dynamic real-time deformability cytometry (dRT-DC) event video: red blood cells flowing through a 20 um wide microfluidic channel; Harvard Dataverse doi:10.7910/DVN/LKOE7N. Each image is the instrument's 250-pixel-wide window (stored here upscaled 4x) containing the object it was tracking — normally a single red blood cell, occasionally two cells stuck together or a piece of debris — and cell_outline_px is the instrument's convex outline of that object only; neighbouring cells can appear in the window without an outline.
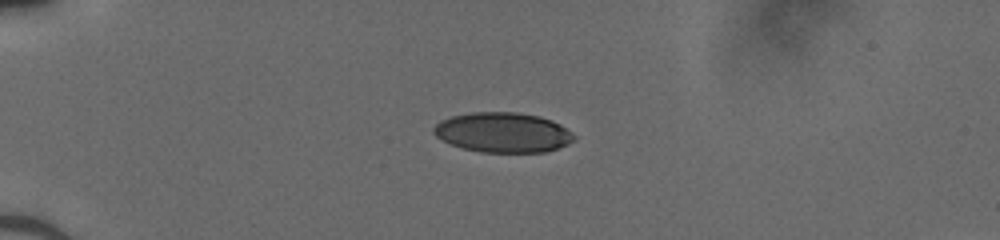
{"species": "human", "species_latin": "Homo sapiens", "temperature_condition": "cold", "stored_images_in_passage": 38, "camera_frame_rate_fps": 3000, "um_per_image_px": 0.085, "donor": {"sex": "male"}, "frame": {"image": 1, "passage_image": 1, "time_ms": 0.0, "image_size_px": [1000, 240], "cell_outline_px": [[576, 140], [568, 144], [544, 152], [480, 152], [464, 148], [452, 144], [436, 136], [432, 132], [432, 128], [440, 120], [452, 116], [472, 112], [516, 112], [540, 116], [552, 120], [560, 124], [572, 132], [576, 136]], "centroid_in_image_um": [42.77, 11.25], "position_along_channel_um": 42.2, "area_um2": 32.71}}
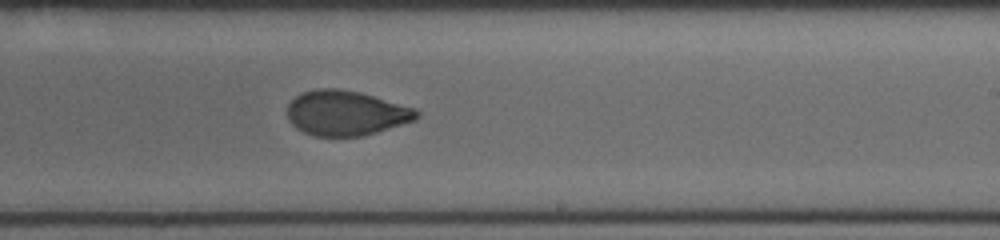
{"frame": {"image": 2, "passage_image": 20, "time_ms": 6.333, "image_size_px": [1000, 240], "cell_outline_px": [[420, 116], [416, 120], [364, 136], [316, 136], [304, 132], [296, 128], [288, 120], [288, 104], [296, 96], [304, 92], [316, 88], [340, 88], [360, 92], [416, 108], [420, 112]], "centroid_in_image_um": [29.43, 9.6], "position_along_channel_um": 259.6, "area_um2": 34.04}}
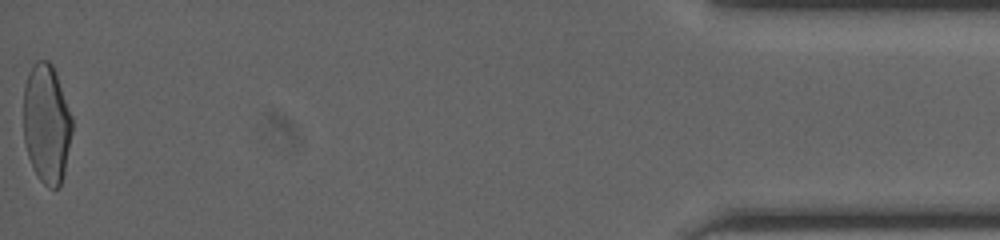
{"frame": {"image": 3, "passage_image": 38, "time_ms": 12.333, "image_size_px": [1000, 240], "cell_outline_px": [[72, 132], [64, 172], [60, 188], [48, 188], [36, 176], [28, 156], [24, 140], [24, 84], [28, 72], [32, 64], [36, 60], [48, 60], [52, 64], [56, 72], [72, 116]], "centroid_in_image_um": [3.95, 10.5], "position_along_channel_um": 431.2, "area_um2": 34.1}}